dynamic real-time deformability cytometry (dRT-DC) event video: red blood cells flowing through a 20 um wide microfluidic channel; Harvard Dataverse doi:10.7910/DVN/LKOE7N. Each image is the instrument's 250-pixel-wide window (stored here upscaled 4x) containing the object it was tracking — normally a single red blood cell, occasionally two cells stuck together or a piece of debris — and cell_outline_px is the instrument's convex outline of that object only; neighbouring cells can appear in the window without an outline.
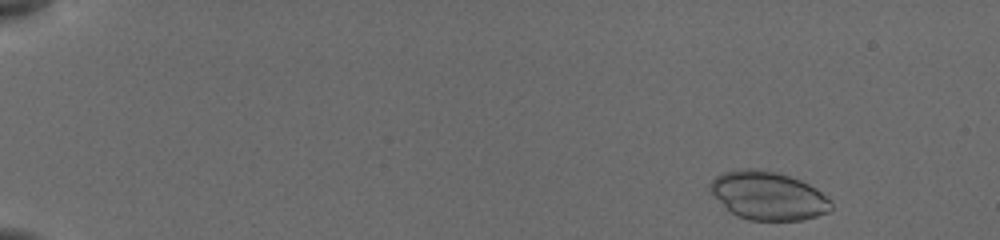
{"species": "common noctule bat (a hibernating species)", "species_latin": "Nyctalus noctula", "temperature_condition": "cold", "stored_images_in_passage": 21, "camera_frame_rate_fps": 3000, "um_per_image_px": 0.085, "animal": {"sex": "female", "body_mass_g": 19.5, "forearm_length_mm": 54.1}, "frame": {"image": 1, "passage_image": 1, "time_ms": 0.0, "image_size_px": [1000, 240], "cell_outline_px": [[832, 208], [828, 212], [804, 220], [748, 220], [736, 216], [708, 188], [708, 184], [716, 176], [724, 172], [748, 168], [752, 168], [772, 172], [788, 176], [800, 180], [816, 188], [832, 200]], "centroid_in_image_um": [65.32, 16.64], "position_along_channel_um": 19.7, "area_um2": 33.7}}